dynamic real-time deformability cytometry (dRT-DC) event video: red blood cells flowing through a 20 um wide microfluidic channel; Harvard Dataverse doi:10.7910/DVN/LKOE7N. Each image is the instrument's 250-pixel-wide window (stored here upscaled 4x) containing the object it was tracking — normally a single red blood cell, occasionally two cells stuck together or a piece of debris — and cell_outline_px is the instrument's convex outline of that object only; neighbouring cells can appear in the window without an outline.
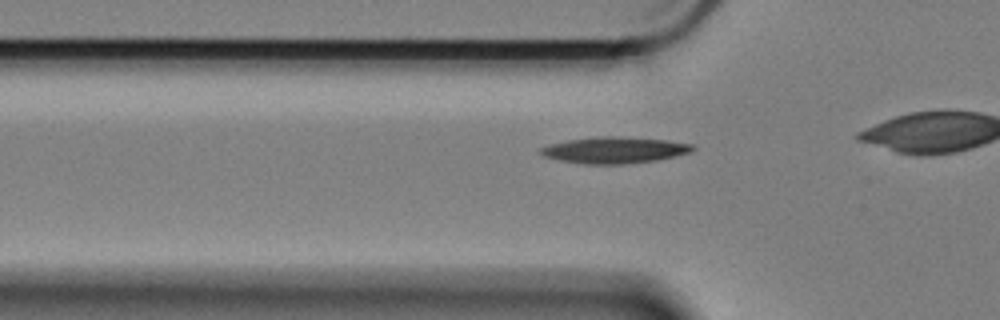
{"species": "Egyptian fruit bat (a non-hibernating species)", "species_latin": "Rousettus aegyptiacus", "temperature_condition": "cold", "stored_images_in_passage": 39, "camera_frame_rate_fps": 3000, "um_per_image_px": 0.085, "animal": {"sex": "female"}, "frame": {"image": 1, "passage_image": 11, "time_ms": 3.333, "image_size_px": [1000, 320], "cell_outline_px": [[696, 148], [688, 152], [656, 160], [624, 164], [584, 164], [560, 160], [544, 156], [536, 152], [540, 148], [552, 144], [568, 140], [600, 136], [620, 136], [668, 140], [692, 144]], "centroid_in_image_um": [52.2, 12.75], "position_along_channel_um": 73.6, "area_um2": 23.18}}
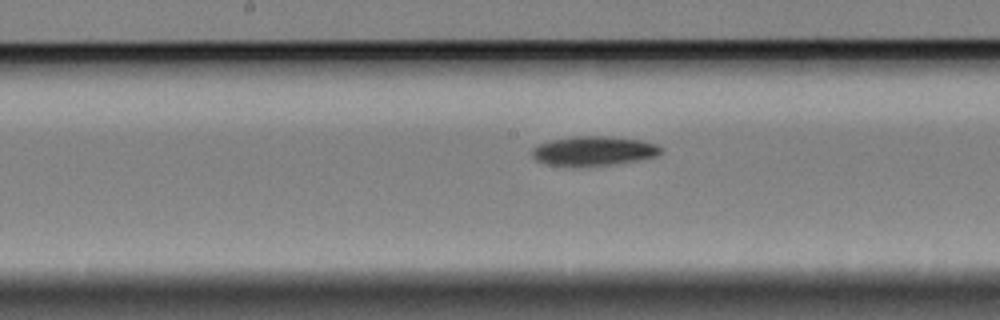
{"frame": {"image": 2, "passage_image": 22, "time_ms": 7.0, "image_size_px": [1000, 320], "cell_outline_px": [[664, 152], [656, 156], [640, 160], [612, 164], [544, 164], [536, 160], [532, 156], [532, 148], [536, 144], [552, 140], [572, 136], [608, 136], [640, 140], [656, 144], [664, 148]], "centroid_in_image_um": [50.5, 12.79], "position_along_channel_um": 197.7, "area_um2": 21.73}}
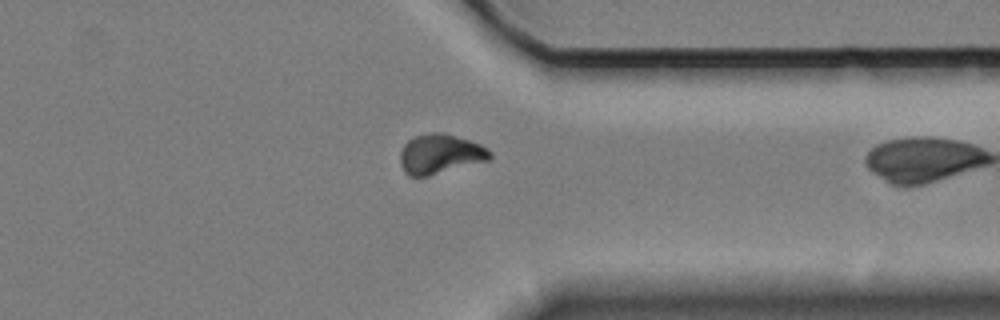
{"frame": {"image": 3, "passage_image": 38, "time_ms": 12.333, "image_size_px": [1000, 320], "cell_outline_px": [[492, 156], [488, 160], [428, 176], [408, 176], [404, 172], [400, 164], [400, 152], [404, 144], [412, 136], [432, 132], [444, 132], [480, 144], [488, 148], [492, 152]], "centroid_in_image_um": [37.39, 13.08], "position_along_channel_um": 374.0, "area_um2": 20.87}}